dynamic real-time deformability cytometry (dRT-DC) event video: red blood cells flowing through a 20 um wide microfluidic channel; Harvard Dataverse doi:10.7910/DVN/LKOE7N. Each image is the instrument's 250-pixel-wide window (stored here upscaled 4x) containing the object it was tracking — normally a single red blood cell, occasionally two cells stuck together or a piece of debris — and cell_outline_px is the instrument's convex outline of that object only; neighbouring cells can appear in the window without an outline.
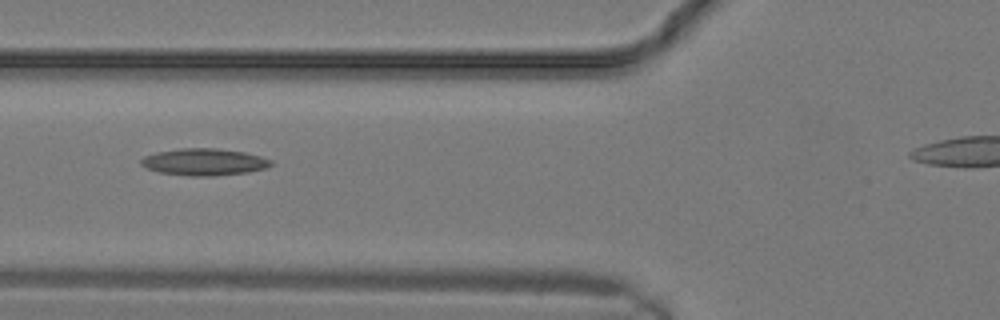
{"species": "common noctule bat (a hibernating species)", "species_latin": "Nyctalus noctula", "temperature_condition": "warm", "stored_images_in_passage": 11, "camera_frame_rate_fps": 3000, "um_per_image_px": 0.085, "animal": {"sex": "male", "body_mass_g": 19.2, "forearm_length_mm": 51.8}, "frame": {"image": 1, "passage_image": 10, "time_ms": 3.0, "image_size_px": [1000, 320], "cell_outline_px": [[272, 164], [264, 168], [248, 172], [212, 176], [192, 176], [160, 172], [148, 168], [140, 164], [140, 160], [144, 156], [156, 152], [180, 148], [216, 148], [244, 152], [260, 156], [272, 160]], "centroid_in_image_um": [17.34, 13.76], "position_along_channel_um": 108.5, "area_um2": 20.23}}